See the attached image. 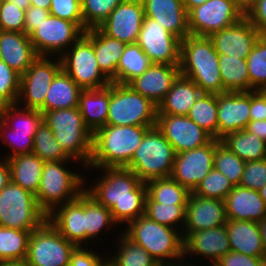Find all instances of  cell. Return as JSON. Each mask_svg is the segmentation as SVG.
Wrapping results in <instances>:
<instances>
[{"instance_id": "e7e4bbea", "label": "cell", "mask_w": 266, "mask_h": 266, "mask_svg": "<svg viewBox=\"0 0 266 266\" xmlns=\"http://www.w3.org/2000/svg\"><path fill=\"white\" fill-rule=\"evenodd\" d=\"M208 0H183V5L187 12H189L191 9L200 6L207 2Z\"/></svg>"}, {"instance_id": "94428289", "label": "cell", "mask_w": 266, "mask_h": 266, "mask_svg": "<svg viewBox=\"0 0 266 266\" xmlns=\"http://www.w3.org/2000/svg\"><path fill=\"white\" fill-rule=\"evenodd\" d=\"M245 129L266 142V120H250Z\"/></svg>"}, {"instance_id": "6125c7cd", "label": "cell", "mask_w": 266, "mask_h": 266, "mask_svg": "<svg viewBox=\"0 0 266 266\" xmlns=\"http://www.w3.org/2000/svg\"><path fill=\"white\" fill-rule=\"evenodd\" d=\"M11 181L8 160L0 158V191Z\"/></svg>"}, {"instance_id": "2e32d148", "label": "cell", "mask_w": 266, "mask_h": 266, "mask_svg": "<svg viewBox=\"0 0 266 266\" xmlns=\"http://www.w3.org/2000/svg\"><path fill=\"white\" fill-rule=\"evenodd\" d=\"M219 142L213 138L202 147L176 154L170 177L193 192L214 168L215 146Z\"/></svg>"}, {"instance_id": "74e56055", "label": "cell", "mask_w": 266, "mask_h": 266, "mask_svg": "<svg viewBox=\"0 0 266 266\" xmlns=\"http://www.w3.org/2000/svg\"><path fill=\"white\" fill-rule=\"evenodd\" d=\"M219 70L226 92L250 91L246 59L219 55Z\"/></svg>"}, {"instance_id": "b9f144b4", "label": "cell", "mask_w": 266, "mask_h": 266, "mask_svg": "<svg viewBox=\"0 0 266 266\" xmlns=\"http://www.w3.org/2000/svg\"><path fill=\"white\" fill-rule=\"evenodd\" d=\"M31 232L0 226V262L26 260Z\"/></svg>"}, {"instance_id": "7a4b0ae2", "label": "cell", "mask_w": 266, "mask_h": 266, "mask_svg": "<svg viewBox=\"0 0 266 266\" xmlns=\"http://www.w3.org/2000/svg\"><path fill=\"white\" fill-rule=\"evenodd\" d=\"M148 126L106 125L93 133L92 155L87 168L126 167Z\"/></svg>"}, {"instance_id": "4dcf8cb0", "label": "cell", "mask_w": 266, "mask_h": 266, "mask_svg": "<svg viewBox=\"0 0 266 266\" xmlns=\"http://www.w3.org/2000/svg\"><path fill=\"white\" fill-rule=\"evenodd\" d=\"M126 43L111 38L99 28H93V48L101 72L111 81L117 83V66Z\"/></svg>"}, {"instance_id": "8fae6325", "label": "cell", "mask_w": 266, "mask_h": 266, "mask_svg": "<svg viewBox=\"0 0 266 266\" xmlns=\"http://www.w3.org/2000/svg\"><path fill=\"white\" fill-rule=\"evenodd\" d=\"M76 247L46 220L31 232L26 262L28 266H69Z\"/></svg>"}, {"instance_id": "60d3db41", "label": "cell", "mask_w": 266, "mask_h": 266, "mask_svg": "<svg viewBox=\"0 0 266 266\" xmlns=\"http://www.w3.org/2000/svg\"><path fill=\"white\" fill-rule=\"evenodd\" d=\"M217 112V94L202 93L186 116L217 139Z\"/></svg>"}, {"instance_id": "6f0895ef", "label": "cell", "mask_w": 266, "mask_h": 266, "mask_svg": "<svg viewBox=\"0 0 266 266\" xmlns=\"http://www.w3.org/2000/svg\"><path fill=\"white\" fill-rule=\"evenodd\" d=\"M214 266H266L264 258H257L229 251Z\"/></svg>"}, {"instance_id": "91938a15", "label": "cell", "mask_w": 266, "mask_h": 266, "mask_svg": "<svg viewBox=\"0 0 266 266\" xmlns=\"http://www.w3.org/2000/svg\"><path fill=\"white\" fill-rule=\"evenodd\" d=\"M50 15L49 10L39 7L30 6L25 11V27L24 33L29 35L42 21Z\"/></svg>"}, {"instance_id": "34e18365", "label": "cell", "mask_w": 266, "mask_h": 266, "mask_svg": "<svg viewBox=\"0 0 266 266\" xmlns=\"http://www.w3.org/2000/svg\"><path fill=\"white\" fill-rule=\"evenodd\" d=\"M154 266H161V263L157 262Z\"/></svg>"}, {"instance_id": "89a4df30", "label": "cell", "mask_w": 266, "mask_h": 266, "mask_svg": "<svg viewBox=\"0 0 266 266\" xmlns=\"http://www.w3.org/2000/svg\"><path fill=\"white\" fill-rule=\"evenodd\" d=\"M0 266H28L26 260H14L0 262Z\"/></svg>"}, {"instance_id": "ab89813d", "label": "cell", "mask_w": 266, "mask_h": 266, "mask_svg": "<svg viewBox=\"0 0 266 266\" xmlns=\"http://www.w3.org/2000/svg\"><path fill=\"white\" fill-rule=\"evenodd\" d=\"M152 62L137 43L127 44L117 66V83L128 84L145 72Z\"/></svg>"}, {"instance_id": "d6a6232c", "label": "cell", "mask_w": 266, "mask_h": 266, "mask_svg": "<svg viewBox=\"0 0 266 266\" xmlns=\"http://www.w3.org/2000/svg\"><path fill=\"white\" fill-rule=\"evenodd\" d=\"M79 87L62 69L51 82L44 104L38 109L42 114L51 110L78 107Z\"/></svg>"}, {"instance_id": "1f68e13d", "label": "cell", "mask_w": 266, "mask_h": 266, "mask_svg": "<svg viewBox=\"0 0 266 266\" xmlns=\"http://www.w3.org/2000/svg\"><path fill=\"white\" fill-rule=\"evenodd\" d=\"M7 160L11 182L36 195L45 162L33 153L16 155Z\"/></svg>"}, {"instance_id": "f35d334b", "label": "cell", "mask_w": 266, "mask_h": 266, "mask_svg": "<svg viewBox=\"0 0 266 266\" xmlns=\"http://www.w3.org/2000/svg\"><path fill=\"white\" fill-rule=\"evenodd\" d=\"M147 196L156 203L187 204L191 192L172 177L153 179L145 183Z\"/></svg>"}, {"instance_id": "a7ac6f4b", "label": "cell", "mask_w": 266, "mask_h": 266, "mask_svg": "<svg viewBox=\"0 0 266 266\" xmlns=\"http://www.w3.org/2000/svg\"><path fill=\"white\" fill-rule=\"evenodd\" d=\"M7 1L18 5L20 9L25 11L31 6L30 0H7Z\"/></svg>"}, {"instance_id": "ba28073f", "label": "cell", "mask_w": 266, "mask_h": 266, "mask_svg": "<svg viewBox=\"0 0 266 266\" xmlns=\"http://www.w3.org/2000/svg\"><path fill=\"white\" fill-rule=\"evenodd\" d=\"M158 106L127 84L110 83L106 125L155 127Z\"/></svg>"}, {"instance_id": "03108f58", "label": "cell", "mask_w": 266, "mask_h": 266, "mask_svg": "<svg viewBox=\"0 0 266 266\" xmlns=\"http://www.w3.org/2000/svg\"><path fill=\"white\" fill-rule=\"evenodd\" d=\"M31 6L39 7L45 10H50L51 0H30Z\"/></svg>"}, {"instance_id": "e575fe53", "label": "cell", "mask_w": 266, "mask_h": 266, "mask_svg": "<svg viewBox=\"0 0 266 266\" xmlns=\"http://www.w3.org/2000/svg\"><path fill=\"white\" fill-rule=\"evenodd\" d=\"M0 121L16 133L29 134L34 138L43 114L38 109L23 108L17 104L5 105L0 108Z\"/></svg>"}, {"instance_id": "3957f363", "label": "cell", "mask_w": 266, "mask_h": 266, "mask_svg": "<svg viewBox=\"0 0 266 266\" xmlns=\"http://www.w3.org/2000/svg\"><path fill=\"white\" fill-rule=\"evenodd\" d=\"M180 73L194 81L203 93L226 91L219 70V54L207 36L188 35L180 41Z\"/></svg>"}, {"instance_id": "83f0119b", "label": "cell", "mask_w": 266, "mask_h": 266, "mask_svg": "<svg viewBox=\"0 0 266 266\" xmlns=\"http://www.w3.org/2000/svg\"><path fill=\"white\" fill-rule=\"evenodd\" d=\"M231 251L263 258V242L256 221L229 220L225 225Z\"/></svg>"}, {"instance_id": "003e7915", "label": "cell", "mask_w": 266, "mask_h": 266, "mask_svg": "<svg viewBox=\"0 0 266 266\" xmlns=\"http://www.w3.org/2000/svg\"><path fill=\"white\" fill-rule=\"evenodd\" d=\"M188 260H189V258L186 261L180 259V260H177L174 262L161 263V266H195V265L191 264V262H189Z\"/></svg>"}, {"instance_id": "bcb514c9", "label": "cell", "mask_w": 266, "mask_h": 266, "mask_svg": "<svg viewBox=\"0 0 266 266\" xmlns=\"http://www.w3.org/2000/svg\"><path fill=\"white\" fill-rule=\"evenodd\" d=\"M214 169L224 174L234 186L240 185L246 162L219 142L215 146Z\"/></svg>"}, {"instance_id": "7bdbcfd3", "label": "cell", "mask_w": 266, "mask_h": 266, "mask_svg": "<svg viewBox=\"0 0 266 266\" xmlns=\"http://www.w3.org/2000/svg\"><path fill=\"white\" fill-rule=\"evenodd\" d=\"M32 153L44 162L75 161L64 152L62 146L54 138V133L43 121L34 135Z\"/></svg>"}, {"instance_id": "9f6ffc18", "label": "cell", "mask_w": 266, "mask_h": 266, "mask_svg": "<svg viewBox=\"0 0 266 266\" xmlns=\"http://www.w3.org/2000/svg\"><path fill=\"white\" fill-rule=\"evenodd\" d=\"M245 16L261 36H266V0H255L246 8Z\"/></svg>"}, {"instance_id": "603a6c76", "label": "cell", "mask_w": 266, "mask_h": 266, "mask_svg": "<svg viewBox=\"0 0 266 266\" xmlns=\"http://www.w3.org/2000/svg\"><path fill=\"white\" fill-rule=\"evenodd\" d=\"M47 220L69 242L85 246V190L75 200L55 208Z\"/></svg>"}, {"instance_id": "c3c4849f", "label": "cell", "mask_w": 266, "mask_h": 266, "mask_svg": "<svg viewBox=\"0 0 266 266\" xmlns=\"http://www.w3.org/2000/svg\"><path fill=\"white\" fill-rule=\"evenodd\" d=\"M234 187L224 174L213 168L192 193L224 201Z\"/></svg>"}, {"instance_id": "f907efd6", "label": "cell", "mask_w": 266, "mask_h": 266, "mask_svg": "<svg viewBox=\"0 0 266 266\" xmlns=\"http://www.w3.org/2000/svg\"><path fill=\"white\" fill-rule=\"evenodd\" d=\"M21 75L0 60V106L16 104Z\"/></svg>"}, {"instance_id": "6da1fadb", "label": "cell", "mask_w": 266, "mask_h": 266, "mask_svg": "<svg viewBox=\"0 0 266 266\" xmlns=\"http://www.w3.org/2000/svg\"><path fill=\"white\" fill-rule=\"evenodd\" d=\"M103 172L90 185L85 182V191L98 203L110 209L117 224H128L145 213L146 184L131 170L117 168H86ZM96 183V184H95ZM90 185V186H88ZM88 186V187H87Z\"/></svg>"}, {"instance_id": "8c879c8a", "label": "cell", "mask_w": 266, "mask_h": 266, "mask_svg": "<svg viewBox=\"0 0 266 266\" xmlns=\"http://www.w3.org/2000/svg\"><path fill=\"white\" fill-rule=\"evenodd\" d=\"M259 194H260V197L263 199L264 203H265V206H266V183L265 185L262 187L261 190H259Z\"/></svg>"}, {"instance_id": "ffe728a7", "label": "cell", "mask_w": 266, "mask_h": 266, "mask_svg": "<svg viewBox=\"0 0 266 266\" xmlns=\"http://www.w3.org/2000/svg\"><path fill=\"white\" fill-rule=\"evenodd\" d=\"M217 139L228 133L247 127L250 116V91H238L217 94Z\"/></svg>"}, {"instance_id": "30bf717a", "label": "cell", "mask_w": 266, "mask_h": 266, "mask_svg": "<svg viewBox=\"0 0 266 266\" xmlns=\"http://www.w3.org/2000/svg\"><path fill=\"white\" fill-rule=\"evenodd\" d=\"M60 59L62 69L82 89H99L111 83L99 69L93 48V29L86 30Z\"/></svg>"}, {"instance_id": "4316f807", "label": "cell", "mask_w": 266, "mask_h": 266, "mask_svg": "<svg viewBox=\"0 0 266 266\" xmlns=\"http://www.w3.org/2000/svg\"><path fill=\"white\" fill-rule=\"evenodd\" d=\"M229 220L261 221L266 217V206L259 191L235 186L224 199Z\"/></svg>"}, {"instance_id": "8d00e7d4", "label": "cell", "mask_w": 266, "mask_h": 266, "mask_svg": "<svg viewBox=\"0 0 266 266\" xmlns=\"http://www.w3.org/2000/svg\"><path fill=\"white\" fill-rule=\"evenodd\" d=\"M111 226L116 227L118 224L113 220L110 209L98 203L85 191V246L93 238L94 242L98 241L97 236L101 237V232H106Z\"/></svg>"}, {"instance_id": "d6986e66", "label": "cell", "mask_w": 266, "mask_h": 266, "mask_svg": "<svg viewBox=\"0 0 266 266\" xmlns=\"http://www.w3.org/2000/svg\"><path fill=\"white\" fill-rule=\"evenodd\" d=\"M260 36L251 21L244 16L235 24L212 33L209 38L219 55L246 59Z\"/></svg>"}, {"instance_id": "7402d4cb", "label": "cell", "mask_w": 266, "mask_h": 266, "mask_svg": "<svg viewBox=\"0 0 266 266\" xmlns=\"http://www.w3.org/2000/svg\"><path fill=\"white\" fill-rule=\"evenodd\" d=\"M225 203L215 198H205L191 192L186 206V221L182 233L226 225Z\"/></svg>"}, {"instance_id": "e0dca14e", "label": "cell", "mask_w": 266, "mask_h": 266, "mask_svg": "<svg viewBox=\"0 0 266 266\" xmlns=\"http://www.w3.org/2000/svg\"><path fill=\"white\" fill-rule=\"evenodd\" d=\"M156 127L172 145L176 154L202 147L213 139L186 115L157 114Z\"/></svg>"}, {"instance_id": "277c9868", "label": "cell", "mask_w": 266, "mask_h": 266, "mask_svg": "<svg viewBox=\"0 0 266 266\" xmlns=\"http://www.w3.org/2000/svg\"><path fill=\"white\" fill-rule=\"evenodd\" d=\"M45 122L64 152L80 166L88 167L92 155L93 133L85 125L78 107L43 113ZM82 163V164H81Z\"/></svg>"}, {"instance_id": "d4e9b609", "label": "cell", "mask_w": 266, "mask_h": 266, "mask_svg": "<svg viewBox=\"0 0 266 266\" xmlns=\"http://www.w3.org/2000/svg\"><path fill=\"white\" fill-rule=\"evenodd\" d=\"M142 3L145 16L159 22L180 40L190 35L188 12L183 0H142Z\"/></svg>"}, {"instance_id": "d590c367", "label": "cell", "mask_w": 266, "mask_h": 266, "mask_svg": "<svg viewBox=\"0 0 266 266\" xmlns=\"http://www.w3.org/2000/svg\"><path fill=\"white\" fill-rule=\"evenodd\" d=\"M119 236L114 255L111 253L106 259L113 266H154L155 259L140 245L130 240L123 232Z\"/></svg>"}, {"instance_id": "f1b7e54d", "label": "cell", "mask_w": 266, "mask_h": 266, "mask_svg": "<svg viewBox=\"0 0 266 266\" xmlns=\"http://www.w3.org/2000/svg\"><path fill=\"white\" fill-rule=\"evenodd\" d=\"M110 103V84L99 89H82L78 109L87 128L94 133L106 126Z\"/></svg>"}, {"instance_id": "f6af8a7d", "label": "cell", "mask_w": 266, "mask_h": 266, "mask_svg": "<svg viewBox=\"0 0 266 266\" xmlns=\"http://www.w3.org/2000/svg\"><path fill=\"white\" fill-rule=\"evenodd\" d=\"M250 91L266 90V36H260L246 58Z\"/></svg>"}, {"instance_id": "44dd1931", "label": "cell", "mask_w": 266, "mask_h": 266, "mask_svg": "<svg viewBox=\"0 0 266 266\" xmlns=\"http://www.w3.org/2000/svg\"><path fill=\"white\" fill-rule=\"evenodd\" d=\"M182 237L184 258L188 254L189 257L199 255L203 258L202 262L205 258L209 261L208 266H214L221 257L231 251L225 225L207 230H199L193 233H182Z\"/></svg>"}, {"instance_id": "52a82bcc", "label": "cell", "mask_w": 266, "mask_h": 266, "mask_svg": "<svg viewBox=\"0 0 266 266\" xmlns=\"http://www.w3.org/2000/svg\"><path fill=\"white\" fill-rule=\"evenodd\" d=\"M176 152L162 132L155 126L144 135L132 160L125 167L146 183L153 179L170 177Z\"/></svg>"}, {"instance_id": "681fc988", "label": "cell", "mask_w": 266, "mask_h": 266, "mask_svg": "<svg viewBox=\"0 0 266 266\" xmlns=\"http://www.w3.org/2000/svg\"><path fill=\"white\" fill-rule=\"evenodd\" d=\"M2 139V140H1ZM0 140L10 150L7 151L4 159H9L16 155L30 154L33 152V137L29 134L16 133L6 127L0 121Z\"/></svg>"}, {"instance_id": "9a60e30c", "label": "cell", "mask_w": 266, "mask_h": 266, "mask_svg": "<svg viewBox=\"0 0 266 266\" xmlns=\"http://www.w3.org/2000/svg\"><path fill=\"white\" fill-rule=\"evenodd\" d=\"M180 41L159 22L145 16L136 43L152 63L179 65Z\"/></svg>"}, {"instance_id": "816d5d0a", "label": "cell", "mask_w": 266, "mask_h": 266, "mask_svg": "<svg viewBox=\"0 0 266 266\" xmlns=\"http://www.w3.org/2000/svg\"><path fill=\"white\" fill-rule=\"evenodd\" d=\"M25 27V10L18 5L2 0L0 7V30L22 32Z\"/></svg>"}, {"instance_id": "7c38bea8", "label": "cell", "mask_w": 266, "mask_h": 266, "mask_svg": "<svg viewBox=\"0 0 266 266\" xmlns=\"http://www.w3.org/2000/svg\"><path fill=\"white\" fill-rule=\"evenodd\" d=\"M245 16L236 0H208L188 12L190 35L207 36L223 30Z\"/></svg>"}, {"instance_id": "f5cc1de1", "label": "cell", "mask_w": 266, "mask_h": 266, "mask_svg": "<svg viewBox=\"0 0 266 266\" xmlns=\"http://www.w3.org/2000/svg\"><path fill=\"white\" fill-rule=\"evenodd\" d=\"M50 15L75 22L84 31L80 0H51Z\"/></svg>"}, {"instance_id": "4fadbf2b", "label": "cell", "mask_w": 266, "mask_h": 266, "mask_svg": "<svg viewBox=\"0 0 266 266\" xmlns=\"http://www.w3.org/2000/svg\"><path fill=\"white\" fill-rule=\"evenodd\" d=\"M53 58L52 56L51 58L50 56H38L21 75L17 105L23 108L39 109L44 104L51 82L62 70L60 57L53 56Z\"/></svg>"}, {"instance_id": "5bb4252c", "label": "cell", "mask_w": 266, "mask_h": 266, "mask_svg": "<svg viewBox=\"0 0 266 266\" xmlns=\"http://www.w3.org/2000/svg\"><path fill=\"white\" fill-rule=\"evenodd\" d=\"M84 31L75 23L49 15L29 34L38 56L63 55Z\"/></svg>"}, {"instance_id": "753ad0ef", "label": "cell", "mask_w": 266, "mask_h": 266, "mask_svg": "<svg viewBox=\"0 0 266 266\" xmlns=\"http://www.w3.org/2000/svg\"><path fill=\"white\" fill-rule=\"evenodd\" d=\"M101 266H113V265L110 264V262H108V261L106 260Z\"/></svg>"}, {"instance_id": "8992f818", "label": "cell", "mask_w": 266, "mask_h": 266, "mask_svg": "<svg viewBox=\"0 0 266 266\" xmlns=\"http://www.w3.org/2000/svg\"><path fill=\"white\" fill-rule=\"evenodd\" d=\"M69 161L45 162L36 200L49 215L58 206L75 200L85 190V179L78 171L65 167ZM78 172V173H77Z\"/></svg>"}, {"instance_id": "484cf974", "label": "cell", "mask_w": 266, "mask_h": 266, "mask_svg": "<svg viewBox=\"0 0 266 266\" xmlns=\"http://www.w3.org/2000/svg\"><path fill=\"white\" fill-rule=\"evenodd\" d=\"M37 57L29 35L0 30V60L10 68L22 75Z\"/></svg>"}, {"instance_id": "11a10c76", "label": "cell", "mask_w": 266, "mask_h": 266, "mask_svg": "<svg viewBox=\"0 0 266 266\" xmlns=\"http://www.w3.org/2000/svg\"><path fill=\"white\" fill-rule=\"evenodd\" d=\"M87 248L86 246L76 247L71 255L69 266H101L107 260L103 257L104 254L98 255V252L92 251L90 246Z\"/></svg>"}, {"instance_id": "f546056e", "label": "cell", "mask_w": 266, "mask_h": 266, "mask_svg": "<svg viewBox=\"0 0 266 266\" xmlns=\"http://www.w3.org/2000/svg\"><path fill=\"white\" fill-rule=\"evenodd\" d=\"M202 93L194 81L180 74L158 105L157 114L187 115Z\"/></svg>"}, {"instance_id": "ee69618b", "label": "cell", "mask_w": 266, "mask_h": 266, "mask_svg": "<svg viewBox=\"0 0 266 266\" xmlns=\"http://www.w3.org/2000/svg\"><path fill=\"white\" fill-rule=\"evenodd\" d=\"M186 206L187 204L156 203L147 196L144 215L159 224L177 229L182 233L186 221Z\"/></svg>"}, {"instance_id": "9c48e42d", "label": "cell", "mask_w": 266, "mask_h": 266, "mask_svg": "<svg viewBox=\"0 0 266 266\" xmlns=\"http://www.w3.org/2000/svg\"><path fill=\"white\" fill-rule=\"evenodd\" d=\"M47 215L36 196L11 181L0 191V226L24 231L38 229Z\"/></svg>"}, {"instance_id": "ac0fdd59", "label": "cell", "mask_w": 266, "mask_h": 266, "mask_svg": "<svg viewBox=\"0 0 266 266\" xmlns=\"http://www.w3.org/2000/svg\"><path fill=\"white\" fill-rule=\"evenodd\" d=\"M144 17L142 0H124L98 28L111 38L134 44L138 40Z\"/></svg>"}, {"instance_id": "be15d7a7", "label": "cell", "mask_w": 266, "mask_h": 266, "mask_svg": "<svg viewBox=\"0 0 266 266\" xmlns=\"http://www.w3.org/2000/svg\"><path fill=\"white\" fill-rule=\"evenodd\" d=\"M257 223L260 229V235L263 242V258L266 262V217L263 218L261 221H258Z\"/></svg>"}, {"instance_id": "db71d44e", "label": "cell", "mask_w": 266, "mask_h": 266, "mask_svg": "<svg viewBox=\"0 0 266 266\" xmlns=\"http://www.w3.org/2000/svg\"><path fill=\"white\" fill-rule=\"evenodd\" d=\"M266 183V158L247 161L242 174L240 186L253 190H261Z\"/></svg>"}, {"instance_id": "5b68a950", "label": "cell", "mask_w": 266, "mask_h": 266, "mask_svg": "<svg viewBox=\"0 0 266 266\" xmlns=\"http://www.w3.org/2000/svg\"><path fill=\"white\" fill-rule=\"evenodd\" d=\"M126 226L122 232L130 240L143 247L156 262L167 263L187 259L183 254L184 244L181 231L159 224L146 215L139 216Z\"/></svg>"}, {"instance_id": "cb8c5ba5", "label": "cell", "mask_w": 266, "mask_h": 266, "mask_svg": "<svg viewBox=\"0 0 266 266\" xmlns=\"http://www.w3.org/2000/svg\"><path fill=\"white\" fill-rule=\"evenodd\" d=\"M180 74L179 65L152 63L145 72L127 85L158 106Z\"/></svg>"}, {"instance_id": "836d02e7", "label": "cell", "mask_w": 266, "mask_h": 266, "mask_svg": "<svg viewBox=\"0 0 266 266\" xmlns=\"http://www.w3.org/2000/svg\"><path fill=\"white\" fill-rule=\"evenodd\" d=\"M220 142L245 162L266 158V142L246 129L228 133Z\"/></svg>"}, {"instance_id": "7dc6e473", "label": "cell", "mask_w": 266, "mask_h": 266, "mask_svg": "<svg viewBox=\"0 0 266 266\" xmlns=\"http://www.w3.org/2000/svg\"><path fill=\"white\" fill-rule=\"evenodd\" d=\"M84 32L98 28L111 12L124 0H80Z\"/></svg>"}, {"instance_id": "2644e50d", "label": "cell", "mask_w": 266, "mask_h": 266, "mask_svg": "<svg viewBox=\"0 0 266 266\" xmlns=\"http://www.w3.org/2000/svg\"><path fill=\"white\" fill-rule=\"evenodd\" d=\"M255 0H236V2L244 9L248 8Z\"/></svg>"}, {"instance_id": "680465c9", "label": "cell", "mask_w": 266, "mask_h": 266, "mask_svg": "<svg viewBox=\"0 0 266 266\" xmlns=\"http://www.w3.org/2000/svg\"><path fill=\"white\" fill-rule=\"evenodd\" d=\"M251 120H266V92L262 90L250 91Z\"/></svg>"}]
</instances>
